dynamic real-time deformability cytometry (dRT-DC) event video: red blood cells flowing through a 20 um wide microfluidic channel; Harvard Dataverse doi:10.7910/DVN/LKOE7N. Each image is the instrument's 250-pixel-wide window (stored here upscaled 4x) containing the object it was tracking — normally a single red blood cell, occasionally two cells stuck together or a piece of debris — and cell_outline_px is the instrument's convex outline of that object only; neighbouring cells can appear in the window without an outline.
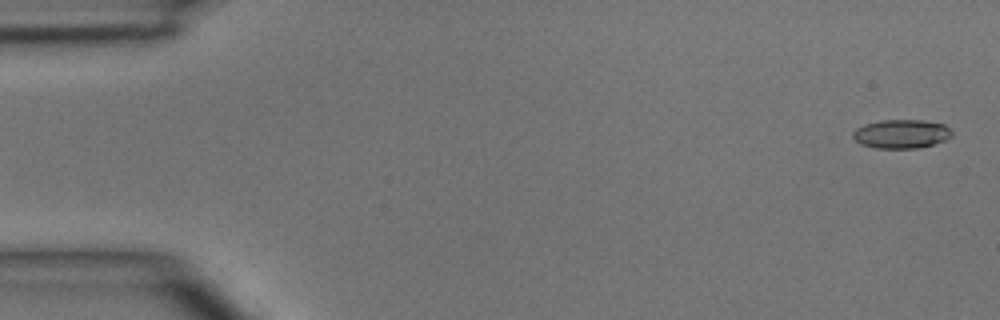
{"species": "common noctule bat (a hibernating species)", "species_latin": "Nyctalus noctula", "temperature_condition": "room temperature", "stored_images_in_passage": 7, "camera_frame_rate_fps": 3000, "um_per_image_px": 0.085, "animal": {"sex": "male", "body_mass_g": 15.6}, "frame": {"image": 1, "passage_image": 1, "time_ms": 0.0, "image_size_px": [1000, 320], "cell_outline_px": [[952, 136], [944, 140], [932, 144], [916, 148], [876, 148], [860, 144], [852, 136], [852, 132], [856, 128], [864, 124], [880, 120], [924, 120], [944, 124], [952, 132]], "centroid_in_image_um": [76.58, 11.37], "position_along_channel_um": 8.4, "area_um2": 16.59}}
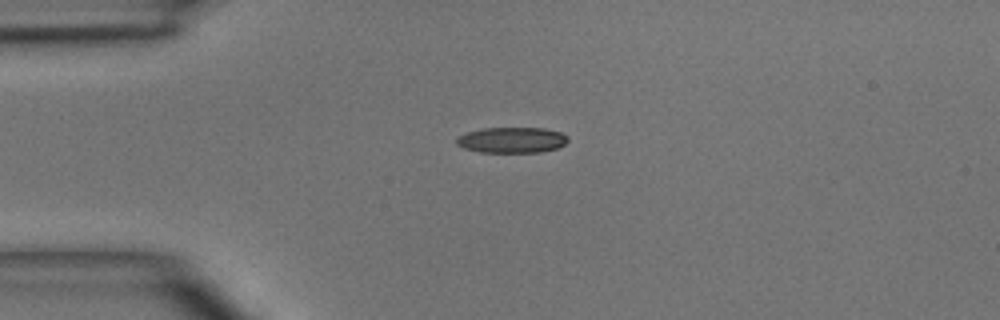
{"frame": {"image": 2, "passage_image": 4, "time_ms": 3.333, "image_size_px": [1000, 320], "cell_outline_px": [[568, 140], [564, 144], [556, 148], [540, 152], [480, 152], [464, 148], [456, 144], [456, 140], [460, 136], [468, 132], [484, 128], [544, 128], [560, 132], [568, 136]], "centroid_in_image_um": [43.52, 11.9], "position_along_channel_um": 41.5, "area_um2": 16.53}}